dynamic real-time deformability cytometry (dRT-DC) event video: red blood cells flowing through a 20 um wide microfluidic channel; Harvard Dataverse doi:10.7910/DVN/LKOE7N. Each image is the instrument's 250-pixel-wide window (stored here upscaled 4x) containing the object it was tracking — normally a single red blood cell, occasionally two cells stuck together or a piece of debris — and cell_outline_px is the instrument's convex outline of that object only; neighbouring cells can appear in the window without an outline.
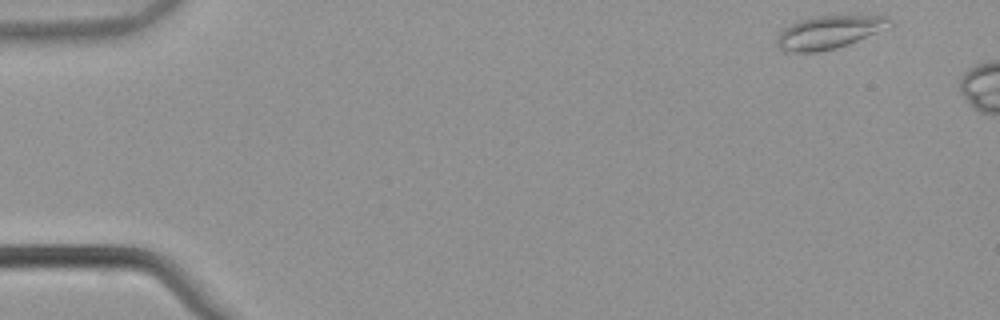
{"species": "common noctule bat (a hibernating species)", "species_latin": "Nyctalus noctula", "temperature_condition": "warm", "stored_images_in_passage": 6, "camera_frame_rate_fps": 3000, "um_per_image_px": 0.085, "animal": {"sex": "male", "body_mass_g": 21.5, "forearm_length_mm": 52.0}, "frame": {"image": 1, "passage_image": 1, "time_ms": 0.0, "image_size_px": [1000, 320], "cell_outline_px": [[896, 24], [888, 28], [848, 44], [836, 48], [816, 52], [784, 52], [776, 44], [776, 40], [780, 32], [784, 28], [800, 20], [812, 16], [888, 16]], "centroid_in_image_um": [70.49, 2.74], "position_along_channel_um": 14.5, "area_um2": 21.73}}